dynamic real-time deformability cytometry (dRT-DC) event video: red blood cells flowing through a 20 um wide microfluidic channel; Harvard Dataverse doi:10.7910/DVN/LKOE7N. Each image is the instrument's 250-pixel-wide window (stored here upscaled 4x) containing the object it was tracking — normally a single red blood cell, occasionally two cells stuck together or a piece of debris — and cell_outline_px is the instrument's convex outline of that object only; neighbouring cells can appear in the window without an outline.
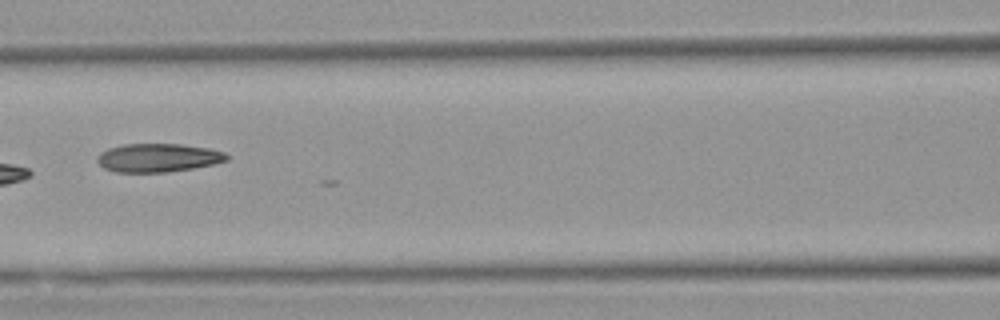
{"species": "Egyptian fruit bat (a non-hibernating species)", "species_latin": "Rousettus aegyptiacus", "temperature_condition": "warm", "stored_images_in_passage": 6, "camera_frame_rate_fps": 3000, "um_per_image_px": 0.085, "animal": {"sex": "female"}, "frame": {"image": 1, "passage_image": 5, "time_ms": 6.333, "image_size_px": [1000, 320], "cell_outline_px": [[228, 160], [212, 164], [192, 168], [168, 172], [116, 172], [104, 168], [96, 160], [96, 156], [100, 152], [108, 148], [124, 144], [180, 144], [208, 148], [224, 152], [228, 156]], "centroid_in_image_um": [13.4, 13.41], "position_along_channel_um": 153.2, "area_um2": 21.44}}